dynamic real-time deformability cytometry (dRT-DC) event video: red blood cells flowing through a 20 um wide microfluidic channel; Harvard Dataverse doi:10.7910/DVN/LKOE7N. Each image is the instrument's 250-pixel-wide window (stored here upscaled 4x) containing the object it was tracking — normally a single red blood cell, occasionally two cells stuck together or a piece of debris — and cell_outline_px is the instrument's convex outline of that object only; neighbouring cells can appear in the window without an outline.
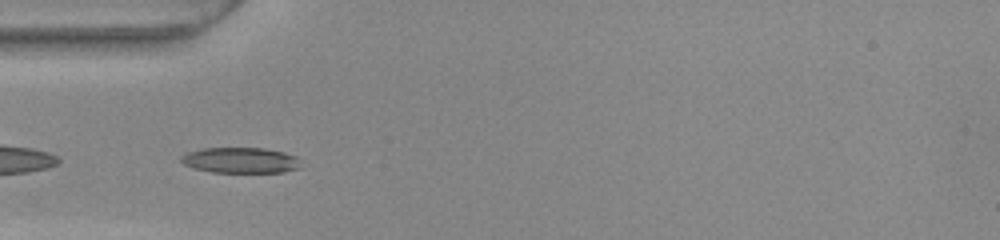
{"species": "common noctule bat (a hibernating species)", "species_latin": "Nyctalus noctula", "temperature_condition": "warm", "stored_images_in_passage": 38, "camera_frame_rate_fps": 3000, "um_per_image_px": 0.085, "animal": {"sex": "female", "body_mass_g": 22.0, "forearm_length_mm": 56.7}, "frame": {"image": 1, "passage_image": 2, "time_ms": 0.333, "image_size_px": [1000, 240], "cell_outline_px": [[300, 168], [284, 172], [212, 172], [192, 168], [184, 164], [180, 160], [180, 156], [188, 152], [204, 148], [264, 148], [284, 152], [296, 156], [300, 160]], "centroid_in_image_um": [20.45, 13.62], "position_along_channel_um": 64.5, "area_um2": 17.98}}
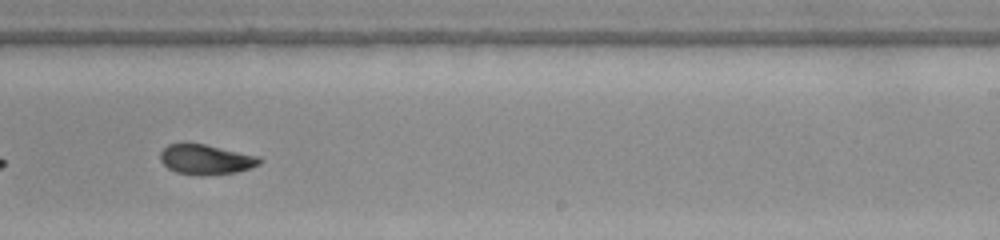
{"frame": {"image": 2, "passage_image": 18, "time_ms": 5.667, "image_size_px": [1000, 240], "cell_outline_px": [[264, 160], [260, 164], [252, 168], [236, 172], [200, 176], [176, 172], [168, 168], [160, 160], [160, 152], [168, 144], [204, 144], [260, 156]], "centroid_in_image_um": [17.54, 13.57], "position_along_channel_um": 271.5, "area_um2": 17.4}}
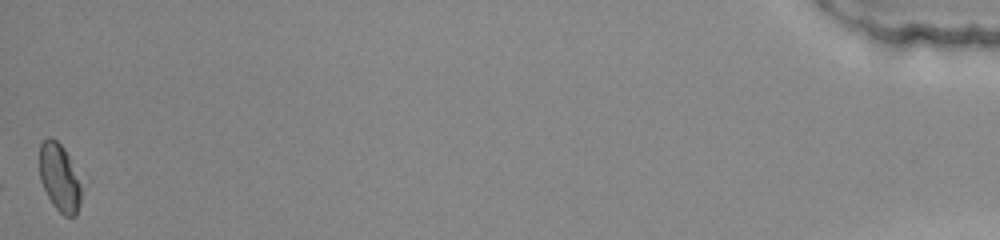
{"frame": {"image": 3, "passage_image": 38, "time_ms": 12.333, "image_size_px": [1000, 240], "cell_outline_px": [[80, 204], [76, 216], [64, 216], [52, 204], [40, 180], [40, 144], [48, 136], [56, 140], [64, 148], [68, 156], [80, 184]], "centroid_in_image_um": [5.04, 15.11], "position_along_channel_um": 430.2, "area_um2": 16.13}, "authors_computed_cell_mechanics": {"area_um2": 17.629, "velocity_mm_per_s": 3.8983, "shape_relaxation_time_tau1_ms": null, "shape_relaxation_time_tau2_ms": 2.1438, "deformation_change_tau1": null, "deformation_change_tau2": 0.0768}}